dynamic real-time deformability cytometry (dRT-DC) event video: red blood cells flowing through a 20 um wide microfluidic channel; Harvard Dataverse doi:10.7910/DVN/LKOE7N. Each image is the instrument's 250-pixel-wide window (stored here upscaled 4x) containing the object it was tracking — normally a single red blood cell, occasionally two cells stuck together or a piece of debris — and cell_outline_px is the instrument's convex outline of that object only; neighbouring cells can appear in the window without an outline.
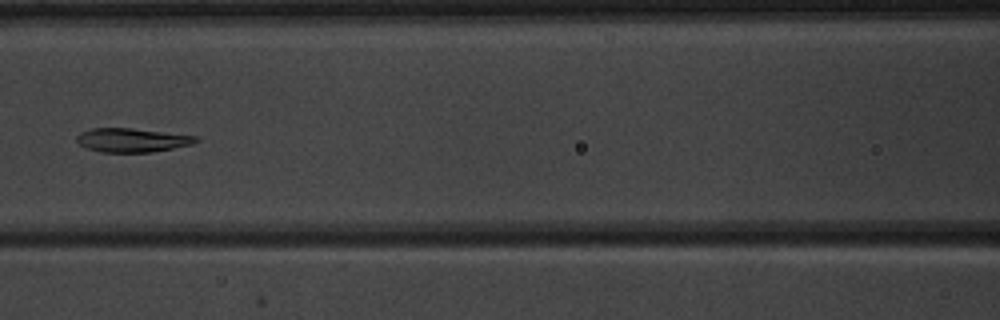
{"species": "common noctule bat (a hibernating species)", "species_latin": "Nyctalus noctula", "temperature_condition": "warm", "stored_images_in_passage": 6, "camera_frame_rate_fps": 3000, "um_per_image_px": 0.085, "animal": {"sex": "male", "body_mass_g": 20.1, "forearm_length_mm": 53.5}, "frame": {"image": 1, "passage_image": 6, "time_ms": 6.667, "image_size_px": [1000, 320], "cell_outline_px": [[200, 140], [192, 144], [152, 152], [100, 152], [84, 148], [76, 140], [76, 136], [80, 132], [92, 128], [132, 128], [200, 136]], "centroid_in_image_um": [11.22, 11.9], "position_along_channel_um": 155.4, "area_um2": 16.76}}